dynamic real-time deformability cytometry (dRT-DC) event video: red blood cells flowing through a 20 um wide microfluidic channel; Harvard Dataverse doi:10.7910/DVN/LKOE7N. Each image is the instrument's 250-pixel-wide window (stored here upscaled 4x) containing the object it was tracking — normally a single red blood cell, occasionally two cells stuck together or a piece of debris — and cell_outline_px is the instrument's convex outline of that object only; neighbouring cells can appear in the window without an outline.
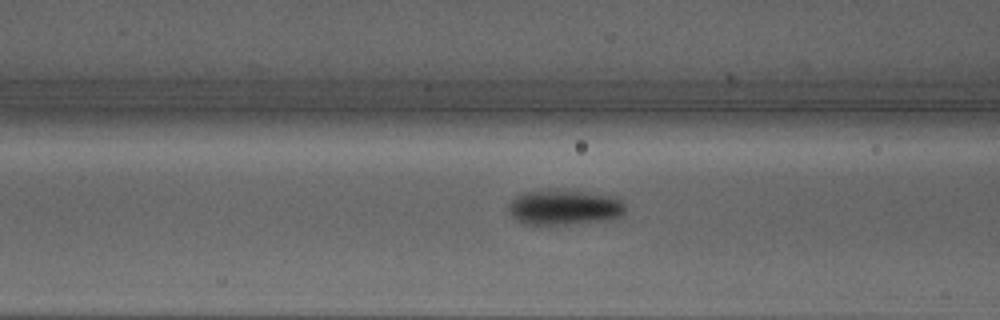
{"species": "Egyptian fruit bat (a non-hibernating species)", "species_latin": "Rousettus aegyptiacus", "temperature_condition": "warm", "stored_images_in_passage": 8, "camera_frame_rate_fps": 3000, "um_per_image_px": 0.085, "animal": {"sex": "male"}, "frame": {"image": 1, "passage_image": 6, "time_ms": 1.667, "image_size_px": [1000, 320], "cell_outline_px": [[624, 212], [620, 216], [608, 220], [568, 224], [524, 224], [516, 220], [508, 212], [508, 204], [516, 196], [524, 192], [540, 188], [556, 188], [620, 196], [624, 204]], "centroid_in_image_um": [47.96, 17.58], "position_along_channel_um": 118.6, "area_um2": 24.74}}